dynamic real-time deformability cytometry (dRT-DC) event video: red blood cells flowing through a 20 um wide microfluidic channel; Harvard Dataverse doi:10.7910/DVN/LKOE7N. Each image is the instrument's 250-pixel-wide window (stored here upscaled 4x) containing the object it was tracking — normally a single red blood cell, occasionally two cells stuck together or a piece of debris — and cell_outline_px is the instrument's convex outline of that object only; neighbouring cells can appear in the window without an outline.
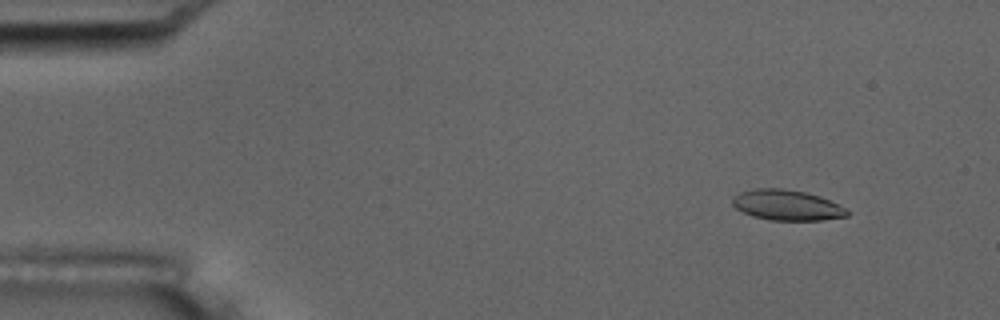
{"species": "common noctule bat (a hibernating species)", "species_latin": "Nyctalus noctula", "temperature_condition": "room temperature", "stored_images_in_passage": 7, "camera_frame_rate_fps": 3000, "um_per_image_px": 0.085, "animal": {"sex": "male", "body_mass_g": 17.5, "forearm_length_mm": 52.3}, "frame": {"image": 1, "passage_image": 2, "time_ms": 1.333, "image_size_px": [1000, 320], "cell_outline_px": [[848, 216], [824, 220], [768, 220], [752, 216], [736, 208], [732, 204], [732, 196], [740, 192], [756, 188], [784, 188], [804, 192], [820, 196], [844, 208], [848, 212]], "centroid_in_image_um": [66.84, 17.43], "position_along_channel_um": 18.2, "area_um2": 20.29}}
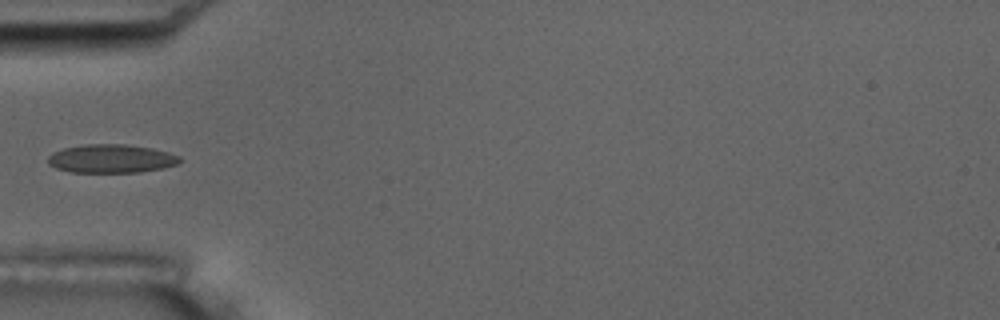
{"frame": {"image": 2, "passage_image": 5, "time_ms": 5.667, "image_size_px": [1000, 320], "cell_outline_px": [[180, 160], [176, 164], [160, 168], [140, 172], [68, 172], [56, 168], [48, 164], [48, 156], [52, 152], [64, 148], [84, 144], [124, 144], [152, 148], [168, 152], [180, 156]], "centroid_in_image_um": [9.41, 13.48], "position_along_channel_um": 75.6, "area_um2": 21.85}}